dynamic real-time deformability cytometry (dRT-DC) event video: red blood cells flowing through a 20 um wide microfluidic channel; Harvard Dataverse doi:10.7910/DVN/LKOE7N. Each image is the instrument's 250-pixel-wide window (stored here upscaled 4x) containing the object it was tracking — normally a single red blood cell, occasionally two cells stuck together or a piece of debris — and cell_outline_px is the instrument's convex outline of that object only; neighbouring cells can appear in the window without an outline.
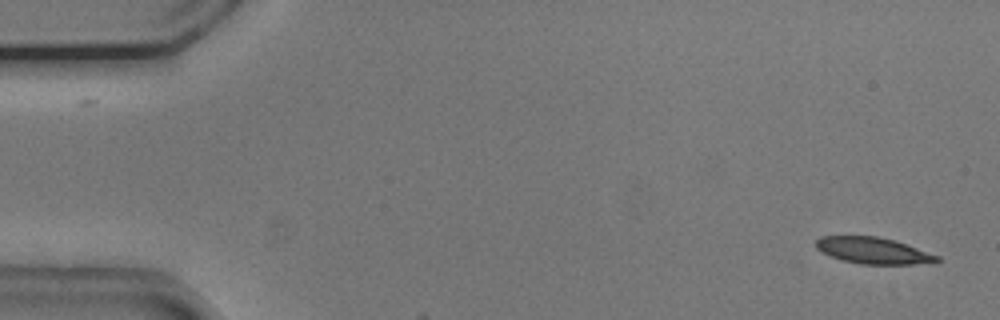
{"species": "common noctule bat (a hibernating species)", "species_latin": "Nyctalus noctula", "temperature_condition": "cold", "stored_images_in_passage": 4, "camera_frame_rate_fps": 3000, "um_per_image_px": 0.085, "animal": {"sex": "male", "body_mass_g": 20.5, "forearm_length_mm": 52.5}, "frame": {"image": 1, "passage_image": 1, "time_ms": 0.0, "image_size_px": [1000, 320], "cell_outline_px": [[940, 260], [936, 264], [860, 264], [840, 260], [828, 256], [820, 252], [816, 248], [816, 240], [820, 236], [876, 236], [892, 240], [940, 256]], "centroid_in_image_um": [74.2, 21.32], "position_along_channel_um": 10.8, "area_um2": 18.79}}